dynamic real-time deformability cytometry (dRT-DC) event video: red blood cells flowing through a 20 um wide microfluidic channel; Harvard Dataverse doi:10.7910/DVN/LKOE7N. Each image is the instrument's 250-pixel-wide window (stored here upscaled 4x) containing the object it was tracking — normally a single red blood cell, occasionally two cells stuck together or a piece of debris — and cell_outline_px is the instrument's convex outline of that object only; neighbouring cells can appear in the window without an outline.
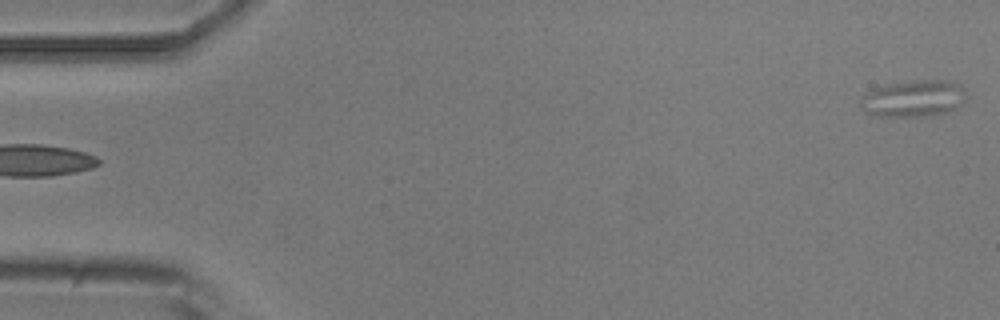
{"species": "common noctule bat (a hibernating species)", "species_latin": "Nyctalus noctula", "temperature_condition": "room temperature", "stored_images_in_passage": 6, "camera_frame_rate_fps": 3000, "um_per_image_px": 0.085, "animal": {"sex": "male", "body_mass_g": 20.5, "forearm_length_mm": 52.5}, "frame": {"image": 1, "passage_image": 6, "time_ms": 5.667, "image_size_px": [1000, 320], "cell_outline_px": [[968, 96], [956, 108], [948, 112], [928, 116], [880, 116], [864, 112], [860, 104], [860, 96], [876, 88], [892, 84], [916, 80], [944, 80], [960, 84], [964, 88]], "centroid_in_image_um": [77.68, 8.38], "position_along_channel_um": 7.3, "area_um2": 22.6}}